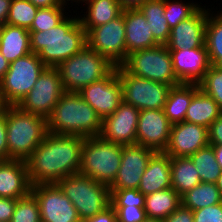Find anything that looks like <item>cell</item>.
Masks as SVG:
<instances>
[{"label": "cell", "mask_w": 222, "mask_h": 222, "mask_svg": "<svg viewBox=\"0 0 222 222\" xmlns=\"http://www.w3.org/2000/svg\"><path fill=\"white\" fill-rule=\"evenodd\" d=\"M84 137L47 132L25 160L31 185L57 183L79 173Z\"/></svg>", "instance_id": "6da1fadb"}, {"label": "cell", "mask_w": 222, "mask_h": 222, "mask_svg": "<svg viewBox=\"0 0 222 222\" xmlns=\"http://www.w3.org/2000/svg\"><path fill=\"white\" fill-rule=\"evenodd\" d=\"M29 33L31 52L37 54L47 67H57L87 45L86 31L78 15H67L49 30Z\"/></svg>", "instance_id": "7a4b0ae2"}, {"label": "cell", "mask_w": 222, "mask_h": 222, "mask_svg": "<svg viewBox=\"0 0 222 222\" xmlns=\"http://www.w3.org/2000/svg\"><path fill=\"white\" fill-rule=\"evenodd\" d=\"M47 132L77 135L88 138L99 136L102 118L78 92H64L46 118Z\"/></svg>", "instance_id": "3957f363"}, {"label": "cell", "mask_w": 222, "mask_h": 222, "mask_svg": "<svg viewBox=\"0 0 222 222\" xmlns=\"http://www.w3.org/2000/svg\"><path fill=\"white\" fill-rule=\"evenodd\" d=\"M8 159L26 160L47 134L46 118L23 111L17 105L6 108Z\"/></svg>", "instance_id": "277c9868"}, {"label": "cell", "mask_w": 222, "mask_h": 222, "mask_svg": "<svg viewBox=\"0 0 222 222\" xmlns=\"http://www.w3.org/2000/svg\"><path fill=\"white\" fill-rule=\"evenodd\" d=\"M56 68L59 70L64 91L79 92L91 83L106 77L115 65L86 45Z\"/></svg>", "instance_id": "5b68a950"}, {"label": "cell", "mask_w": 222, "mask_h": 222, "mask_svg": "<svg viewBox=\"0 0 222 222\" xmlns=\"http://www.w3.org/2000/svg\"><path fill=\"white\" fill-rule=\"evenodd\" d=\"M122 145L100 136L84 138L79 173L110 186L121 165Z\"/></svg>", "instance_id": "8992f818"}, {"label": "cell", "mask_w": 222, "mask_h": 222, "mask_svg": "<svg viewBox=\"0 0 222 222\" xmlns=\"http://www.w3.org/2000/svg\"><path fill=\"white\" fill-rule=\"evenodd\" d=\"M56 184L71 200L82 222L111 205L109 186L91 177L77 173L60 179Z\"/></svg>", "instance_id": "52a82bcc"}, {"label": "cell", "mask_w": 222, "mask_h": 222, "mask_svg": "<svg viewBox=\"0 0 222 222\" xmlns=\"http://www.w3.org/2000/svg\"><path fill=\"white\" fill-rule=\"evenodd\" d=\"M121 66L136 77L171 86L181 83L174 73L171 53L166 45L134 51Z\"/></svg>", "instance_id": "ba28073f"}, {"label": "cell", "mask_w": 222, "mask_h": 222, "mask_svg": "<svg viewBox=\"0 0 222 222\" xmlns=\"http://www.w3.org/2000/svg\"><path fill=\"white\" fill-rule=\"evenodd\" d=\"M46 67L38 55L32 52L11 62L5 76L0 80L5 102L8 105H18Z\"/></svg>", "instance_id": "9c48e42d"}, {"label": "cell", "mask_w": 222, "mask_h": 222, "mask_svg": "<svg viewBox=\"0 0 222 222\" xmlns=\"http://www.w3.org/2000/svg\"><path fill=\"white\" fill-rule=\"evenodd\" d=\"M115 67L121 81L123 102L138 110L163 109L171 85L136 77L121 65Z\"/></svg>", "instance_id": "30bf717a"}, {"label": "cell", "mask_w": 222, "mask_h": 222, "mask_svg": "<svg viewBox=\"0 0 222 222\" xmlns=\"http://www.w3.org/2000/svg\"><path fill=\"white\" fill-rule=\"evenodd\" d=\"M86 31L87 46L105 56L113 65H121L127 58L124 10L104 25Z\"/></svg>", "instance_id": "8fae6325"}, {"label": "cell", "mask_w": 222, "mask_h": 222, "mask_svg": "<svg viewBox=\"0 0 222 222\" xmlns=\"http://www.w3.org/2000/svg\"><path fill=\"white\" fill-rule=\"evenodd\" d=\"M64 92L59 70L56 67H46L17 106L23 111L47 118Z\"/></svg>", "instance_id": "7c38bea8"}, {"label": "cell", "mask_w": 222, "mask_h": 222, "mask_svg": "<svg viewBox=\"0 0 222 222\" xmlns=\"http://www.w3.org/2000/svg\"><path fill=\"white\" fill-rule=\"evenodd\" d=\"M37 199L41 222H82L71 200L56 183L31 186Z\"/></svg>", "instance_id": "4fadbf2b"}, {"label": "cell", "mask_w": 222, "mask_h": 222, "mask_svg": "<svg viewBox=\"0 0 222 222\" xmlns=\"http://www.w3.org/2000/svg\"><path fill=\"white\" fill-rule=\"evenodd\" d=\"M102 120L113 114L123 102L121 81L115 67L106 77L78 92Z\"/></svg>", "instance_id": "5bb4252c"}, {"label": "cell", "mask_w": 222, "mask_h": 222, "mask_svg": "<svg viewBox=\"0 0 222 222\" xmlns=\"http://www.w3.org/2000/svg\"><path fill=\"white\" fill-rule=\"evenodd\" d=\"M156 152L142 145H122L121 165L110 190L138 189L148 162Z\"/></svg>", "instance_id": "9a60e30c"}, {"label": "cell", "mask_w": 222, "mask_h": 222, "mask_svg": "<svg viewBox=\"0 0 222 222\" xmlns=\"http://www.w3.org/2000/svg\"><path fill=\"white\" fill-rule=\"evenodd\" d=\"M172 124L163 109L140 110L136 132V144L164 152L171 133Z\"/></svg>", "instance_id": "2e32d148"}, {"label": "cell", "mask_w": 222, "mask_h": 222, "mask_svg": "<svg viewBox=\"0 0 222 222\" xmlns=\"http://www.w3.org/2000/svg\"><path fill=\"white\" fill-rule=\"evenodd\" d=\"M139 112L134 106L122 102L113 114L102 120L99 136L121 145L136 144Z\"/></svg>", "instance_id": "e0dca14e"}, {"label": "cell", "mask_w": 222, "mask_h": 222, "mask_svg": "<svg viewBox=\"0 0 222 222\" xmlns=\"http://www.w3.org/2000/svg\"><path fill=\"white\" fill-rule=\"evenodd\" d=\"M208 145V128L183 121L172 124L169 141L163 153L171 158L189 157Z\"/></svg>", "instance_id": "ac0fdd59"}, {"label": "cell", "mask_w": 222, "mask_h": 222, "mask_svg": "<svg viewBox=\"0 0 222 222\" xmlns=\"http://www.w3.org/2000/svg\"><path fill=\"white\" fill-rule=\"evenodd\" d=\"M209 9L201 6L188 19L181 21L171 29L166 47L169 50L199 48L205 46L206 22Z\"/></svg>", "instance_id": "d6986e66"}, {"label": "cell", "mask_w": 222, "mask_h": 222, "mask_svg": "<svg viewBox=\"0 0 222 222\" xmlns=\"http://www.w3.org/2000/svg\"><path fill=\"white\" fill-rule=\"evenodd\" d=\"M169 51L174 73L181 83L198 84L211 66L206 46Z\"/></svg>", "instance_id": "ffe728a7"}, {"label": "cell", "mask_w": 222, "mask_h": 222, "mask_svg": "<svg viewBox=\"0 0 222 222\" xmlns=\"http://www.w3.org/2000/svg\"><path fill=\"white\" fill-rule=\"evenodd\" d=\"M26 161L8 159L0 161V197L20 199L31 192Z\"/></svg>", "instance_id": "44dd1931"}, {"label": "cell", "mask_w": 222, "mask_h": 222, "mask_svg": "<svg viewBox=\"0 0 222 222\" xmlns=\"http://www.w3.org/2000/svg\"><path fill=\"white\" fill-rule=\"evenodd\" d=\"M125 40L128 54L159 45L153 37L149 23L139 9L124 10Z\"/></svg>", "instance_id": "7402d4cb"}, {"label": "cell", "mask_w": 222, "mask_h": 222, "mask_svg": "<svg viewBox=\"0 0 222 222\" xmlns=\"http://www.w3.org/2000/svg\"><path fill=\"white\" fill-rule=\"evenodd\" d=\"M171 188V157L156 152L142 174L138 191L144 196Z\"/></svg>", "instance_id": "603a6c76"}, {"label": "cell", "mask_w": 222, "mask_h": 222, "mask_svg": "<svg viewBox=\"0 0 222 222\" xmlns=\"http://www.w3.org/2000/svg\"><path fill=\"white\" fill-rule=\"evenodd\" d=\"M0 52L10 63L31 53L29 30L4 24L0 33Z\"/></svg>", "instance_id": "cb8c5ba5"}, {"label": "cell", "mask_w": 222, "mask_h": 222, "mask_svg": "<svg viewBox=\"0 0 222 222\" xmlns=\"http://www.w3.org/2000/svg\"><path fill=\"white\" fill-rule=\"evenodd\" d=\"M199 89L196 83H180L170 88L163 111L171 124L185 120L187 108Z\"/></svg>", "instance_id": "d4e9b609"}, {"label": "cell", "mask_w": 222, "mask_h": 222, "mask_svg": "<svg viewBox=\"0 0 222 222\" xmlns=\"http://www.w3.org/2000/svg\"><path fill=\"white\" fill-rule=\"evenodd\" d=\"M87 6L85 14L79 16V21L84 29H93L104 25L118 17L123 9L118 0H82ZM88 4V5H87Z\"/></svg>", "instance_id": "484cf974"}, {"label": "cell", "mask_w": 222, "mask_h": 222, "mask_svg": "<svg viewBox=\"0 0 222 222\" xmlns=\"http://www.w3.org/2000/svg\"><path fill=\"white\" fill-rule=\"evenodd\" d=\"M221 114L216 101L199 89L192 97L184 121L209 128Z\"/></svg>", "instance_id": "4316f807"}, {"label": "cell", "mask_w": 222, "mask_h": 222, "mask_svg": "<svg viewBox=\"0 0 222 222\" xmlns=\"http://www.w3.org/2000/svg\"><path fill=\"white\" fill-rule=\"evenodd\" d=\"M200 183V175L190 157L171 158V187L180 196Z\"/></svg>", "instance_id": "83f0119b"}, {"label": "cell", "mask_w": 222, "mask_h": 222, "mask_svg": "<svg viewBox=\"0 0 222 222\" xmlns=\"http://www.w3.org/2000/svg\"><path fill=\"white\" fill-rule=\"evenodd\" d=\"M181 205V196L171 187L145 196L146 217L164 220Z\"/></svg>", "instance_id": "f1b7e54d"}, {"label": "cell", "mask_w": 222, "mask_h": 222, "mask_svg": "<svg viewBox=\"0 0 222 222\" xmlns=\"http://www.w3.org/2000/svg\"><path fill=\"white\" fill-rule=\"evenodd\" d=\"M147 19L154 40L159 45H166L171 28L164 17L165 0H148L138 8Z\"/></svg>", "instance_id": "f546056e"}, {"label": "cell", "mask_w": 222, "mask_h": 222, "mask_svg": "<svg viewBox=\"0 0 222 222\" xmlns=\"http://www.w3.org/2000/svg\"><path fill=\"white\" fill-rule=\"evenodd\" d=\"M221 202L222 197L215 183L201 182L181 196V204L192 211Z\"/></svg>", "instance_id": "4dcf8cb0"}, {"label": "cell", "mask_w": 222, "mask_h": 222, "mask_svg": "<svg viewBox=\"0 0 222 222\" xmlns=\"http://www.w3.org/2000/svg\"><path fill=\"white\" fill-rule=\"evenodd\" d=\"M211 10L206 22L205 46L210 64L216 65L222 59V11L216 14Z\"/></svg>", "instance_id": "1f68e13d"}, {"label": "cell", "mask_w": 222, "mask_h": 222, "mask_svg": "<svg viewBox=\"0 0 222 222\" xmlns=\"http://www.w3.org/2000/svg\"><path fill=\"white\" fill-rule=\"evenodd\" d=\"M189 157L200 175L201 182L216 183L222 169L216 161L214 149L211 145L199 149Z\"/></svg>", "instance_id": "d6a6232c"}, {"label": "cell", "mask_w": 222, "mask_h": 222, "mask_svg": "<svg viewBox=\"0 0 222 222\" xmlns=\"http://www.w3.org/2000/svg\"><path fill=\"white\" fill-rule=\"evenodd\" d=\"M38 9L28 0H12L6 23L29 29Z\"/></svg>", "instance_id": "836d02e7"}, {"label": "cell", "mask_w": 222, "mask_h": 222, "mask_svg": "<svg viewBox=\"0 0 222 222\" xmlns=\"http://www.w3.org/2000/svg\"><path fill=\"white\" fill-rule=\"evenodd\" d=\"M190 2L183 3L182 0H165L164 17L171 29L181 21L188 19L201 7L198 3Z\"/></svg>", "instance_id": "e575fe53"}, {"label": "cell", "mask_w": 222, "mask_h": 222, "mask_svg": "<svg viewBox=\"0 0 222 222\" xmlns=\"http://www.w3.org/2000/svg\"><path fill=\"white\" fill-rule=\"evenodd\" d=\"M66 6L39 8L29 31H45L58 25L69 12ZM67 13V14H66Z\"/></svg>", "instance_id": "d590c367"}, {"label": "cell", "mask_w": 222, "mask_h": 222, "mask_svg": "<svg viewBox=\"0 0 222 222\" xmlns=\"http://www.w3.org/2000/svg\"><path fill=\"white\" fill-rule=\"evenodd\" d=\"M10 222H41L39 204L31 192L17 199Z\"/></svg>", "instance_id": "8d00e7d4"}, {"label": "cell", "mask_w": 222, "mask_h": 222, "mask_svg": "<svg viewBox=\"0 0 222 222\" xmlns=\"http://www.w3.org/2000/svg\"><path fill=\"white\" fill-rule=\"evenodd\" d=\"M198 84L205 94L216 101L222 112V70L215 65H211Z\"/></svg>", "instance_id": "74e56055"}, {"label": "cell", "mask_w": 222, "mask_h": 222, "mask_svg": "<svg viewBox=\"0 0 222 222\" xmlns=\"http://www.w3.org/2000/svg\"><path fill=\"white\" fill-rule=\"evenodd\" d=\"M111 206L144 207L145 196L138 189L110 190Z\"/></svg>", "instance_id": "f35d334b"}, {"label": "cell", "mask_w": 222, "mask_h": 222, "mask_svg": "<svg viewBox=\"0 0 222 222\" xmlns=\"http://www.w3.org/2000/svg\"><path fill=\"white\" fill-rule=\"evenodd\" d=\"M117 214V222H142L146 217L144 207L112 206Z\"/></svg>", "instance_id": "ab89813d"}, {"label": "cell", "mask_w": 222, "mask_h": 222, "mask_svg": "<svg viewBox=\"0 0 222 222\" xmlns=\"http://www.w3.org/2000/svg\"><path fill=\"white\" fill-rule=\"evenodd\" d=\"M194 222H222V202L193 211Z\"/></svg>", "instance_id": "60d3db41"}, {"label": "cell", "mask_w": 222, "mask_h": 222, "mask_svg": "<svg viewBox=\"0 0 222 222\" xmlns=\"http://www.w3.org/2000/svg\"><path fill=\"white\" fill-rule=\"evenodd\" d=\"M163 222H194L193 211L181 204Z\"/></svg>", "instance_id": "b9f144b4"}, {"label": "cell", "mask_w": 222, "mask_h": 222, "mask_svg": "<svg viewBox=\"0 0 222 222\" xmlns=\"http://www.w3.org/2000/svg\"><path fill=\"white\" fill-rule=\"evenodd\" d=\"M209 145H222V114L208 128Z\"/></svg>", "instance_id": "7bdbcfd3"}, {"label": "cell", "mask_w": 222, "mask_h": 222, "mask_svg": "<svg viewBox=\"0 0 222 222\" xmlns=\"http://www.w3.org/2000/svg\"><path fill=\"white\" fill-rule=\"evenodd\" d=\"M0 160H8L6 110L0 113Z\"/></svg>", "instance_id": "ee69618b"}, {"label": "cell", "mask_w": 222, "mask_h": 222, "mask_svg": "<svg viewBox=\"0 0 222 222\" xmlns=\"http://www.w3.org/2000/svg\"><path fill=\"white\" fill-rule=\"evenodd\" d=\"M16 202V199L0 197V222L11 221Z\"/></svg>", "instance_id": "f6af8a7d"}, {"label": "cell", "mask_w": 222, "mask_h": 222, "mask_svg": "<svg viewBox=\"0 0 222 222\" xmlns=\"http://www.w3.org/2000/svg\"><path fill=\"white\" fill-rule=\"evenodd\" d=\"M83 222H117V214L110 205L103 212L96 214L94 217L84 220Z\"/></svg>", "instance_id": "bcb514c9"}, {"label": "cell", "mask_w": 222, "mask_h": 222, "mask_svg": "<svg viewBox=\"0 0 222 222\" xmlns=\"http://www.w3.org/2000/svg\"><path fill=\"white\" fill-rule=\"evenodd\" d=\"M38 8H49L55 6H67L69 2L65 3L63 0H28Z\"/></svg>", "instance_id": "7dc6e473"}, {"label": "cell", "mask_w": 222, "mask_h": 222, "mask_svg": "<svg viewBox=\"0 0 222 222\" xmlns=\"http://www.w3.org/2000/svg\"><path fill=\"white\" fill-rule=\"evenodd\" d=\"M12 0H0V26L6 24Z\"/></svg>", "instance_id": "c3c4849f"}, {"label": "cell", "mask_w": 222, "mask_h": 222, "mask_svg": "<svg viewBox=\"0 0 222 222\" xmlns=\"http://www.w3.org/2000/svg\"><path fill=\"white\" fill-rule=\"evenodd\" d=\"M148 0H118L120 7L125 9H138L144 2Z\"/></svg>", "instance_id": "681fc988"}, {"label": "cell", "mask_w": 222, "mask_h": 222, "mask_svg": "<svg viewBox=\"0 0 222 222\" xmlns=\"http://www.w3.org/2000/svg\"><path fill=\"white\" fill-rule=\"evenodd\" d=\"M10 62L0 52V80L5 76L8 71Z\"/></svg>", "instance_id": "f907efd6"}, {"label": "cell", "mask_w": 222, "mask_h": 222, "mask_svg": "<svg viewBox=\"0 0 222 222\" xmlns=\"http://www.w3.org/2000/svg\"><path fill=\"white\" fill-rule=\"evenodd\" d=\"M214 149L216 161L222 169V145H211Z\"/></svg>", "instance_id": "816d5d0a"}, {"label": "cell", "mask_w": 222, "mask_h": 222, "mask_svg": "<svg viewBox=\"0 0 222 222\" xmlns=\"http://www.w3.org/2000/svg\"><path fill=\"white\" fill-rule=\"evenodd\" d=\"M7 107H8V104L5 102V100L3 98L2 90L0 87V113L4 112Z\"/></svg>", "instance_id": "f5cc1de1"}, {"label": "cell", "mask_w": 222, "mask_h": 222, "mask_svg": "<svg viewBox=\"0 0 222 222\" xmlns=\"http://www.w3.org/2000/svg\"><path fill=\"white\" fill-rule=\"evenodd\" d=\"M215 184H216L217 188L219 189V192H220L221 197H222V172H221V175L219 176V178L217 179Z\"/></svg>", "instance_id": "db71d44e"}, {"label": "cell", "mask_w": 222, "mask_h": 222, "mask_svg": "<svg viewBox=\"0 0 222 222\" xmlns=\"http://www.w3.org/2000/svg\"><path fill=\"white\" fill-rule=\"evenodd\" d=\"M142 222H163V220L160 219H153V218H146L144 221Z\"/></svg>", "instance_id": "11a10c76"}, {"label": "cell", "mask_w": 222, "mask_h": 222, "mask_svg": "<svg viewBox=\"0 0 222 222\" xmlns=\"http://www.w3.org/2000/svg\"><path fill=\"white\" fill-rule=\"evenodd\" d=\"M218 69L222 70V59L215 65Z\"/></svg>", "instance_id": "9f6ffc18"}, {"label": "cell", "mask_w": 222, "mask_h": 222, "mask_svg": "<svg viewBox=\"0 0 222 222\" xmlns=\"http://www.w3.org/2000/svg\"><path fill=\"white\" fill-rule=\"evenodd\" d=\"M65 3H67L68 1H71L70 3L76 2V3H81L82 0H63ZM73 1V2H72Z\"/></svg>", "instance_id": "6f0895ef"}]
</instances>
